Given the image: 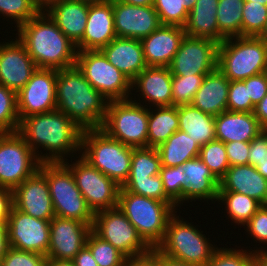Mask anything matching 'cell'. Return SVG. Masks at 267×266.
<instances>
[{
  "label": "cell",
  "instance_id": "obj_1",
  "mask_svg": "<svg viewBox=\"0 0 267 266\" xmlns=\"http://www.w3.org/2000/svg\"><path fill=\"white\" fill-rule=\"evenodd\" d=\"M17 132L41 163L64 162L68 160L64 156L70 152V154L79 150L81 152L83 130L57 109L23 118L20 120ZM40 147L49 153L41 155L37 151Z\"/></svg>",
  "mask_w": 267,
  "mask_h": 266
},
{
  "label": "cell",
  "instance_id": "obj_2",
  "mask_svg": "<svg viewBox=\"0 0 267 266\" xmlns=\"http://www.w3.org/2000/svg\"><path fill=\"white\" fill-rule=\"evenodd\" d=\"M18 39L38 68L61 70L75 66L76 45L41 10L17 28Z\"/></svg>",
  "mask_w": 267,
  "mask_h": 266
},
{
  "label": "cell",
  "instance_id": "obj_3",
  "mask_svg": "<svg viewBox=\"0 0 267 266\" xmlns=\"http://www.w3.org/2000/svg\"><path fill=\"white\" fill-rule=\"evenodd\" d=\"M56 109L82 130L100 129L108 100L85 79L78 67L57 70Z\"/></svg>",
  "mask_w": 267,
  "mask_h": 266
},
{
  "label": "cell",
  "instance_id": "obj_4",
  "mask_svg": "<svg viewBox=\"0 0 267 266\" xmlns=\"http://www.w3.org/2000/svg\"><path fill=\"white\" fill-rule=\"evenodd\" d=\"M118 207L151 247L163 240L169 219L177 212L174 202L147 198L120 189Z\"/></svg>",
  "mask_w": 267,
  "mask_h": 266
},
{
  "label": "cell",
  "instance_id": "obj_5",
  "mask_svg": "<svg viewBox=\"0 0 267 266\" xmlns=\"http://www.w3.org/2000/svg\"><path fill=\"white\" fill-rule=\"evenodd\" d=\"M81 151L84 160L120 186L128 179L132 147L109 137L102 129L83 130Z\"/></svg>",
  "mask_w": 267,
  "mask_h": 266
},
{
  "label": "cell",
  "instance_id": "obj_6",
  "mask_svg": "<svg viewBox=\"0 0 267 266\" xmlns=\"http://www.w3.org/2000/svg\"><path fill=\"white\" fill-rule=\"evenodd\" d=\"M217 68L230 81L266 72L267 43L258 37L226 38L218 46Z\"/></svg>",
  "mask_w": 267,
  "mask_h": 266
},
{
  "label": "cell",
  "instance_id": "obj_7",
  "mask_svg": "<svg viewBox=\"0 0 267 266\" xmlns=\"http://www.w3.org/2000/svg\"><path fill=\"white\" fill-rule=\"evenodd\" d=\"M38 170L47 179L55 216L75 219L92 227L94 213L87 206L70 168L64 162H43Z\"/></svg>",
  "mask_w": 267,
  "mask_h": 266
},
{
  "label": "cell",
  "instance_id": "obj_8",
  "mask_svg": "<svg viewBox=\"0 0 267 266\" xmlns=\"http://www.w3.org/2000/svg\"><path fill=\"white\" fill-rule=\"evenodd\" d=\"M191 224L174 214L168 221L163 240L155 249L169 258L206 266L217 248Z\"/></svg>",
  "mask_w": 267,
  "mask_h": 266
},
{
  "label": "cell",
  "instance_id": "obj_9",
  "mask_svg": "<svg viewBox=\"0 0 267 266\" xmlns=\"http://www.w3.org/2000/svg\"><path fill=\"white\" fill-rule=\"evenodd\" d=\"M149 109L136 100L108 101L100 129L109 137L132 148H146Z\"/></svg>",
  "mask_w": 267,
  "mask_h": 266
},
{
  "label": "cell",
  "instance_id": "obj_10",
  "mask_svg": "<svg viewBox=\"0 0 267 266\" xmlns=\"http://www.w3.org/2000/svg\"><path fill=\"white\" fill-rule=\"evenodd\" d=\"M91 230L111 243L129 261L147 256L152 251L118 206L94 213Z\"/></svg>",
  "mask_w": 267,
  "mask_h": 266
},
{
  "label": "cell",
  "instance_id": "obj_11",
  "mask_svg": "<svg viewBox=\"0 0 267 266\" xmlns=\"http://www.w3.org/2000/svg\"><path fill=\"white\" fill-rule=\"evenodd\" d=\"M75 65L108 101L130 99L131 80L112 65L101 50L78 51Z\"/></svg>",
  "mask_w": 267,
  "mask_h": 266
},
{
  "label": "cell",
  "instance_id": "obj_12",
  "mask_svg": "<svg viewBox=\"0 0 267 266\" xmlns=\"http://www.w3.org/2000/svg\"><path fill=\"white\" fill-rule=\"evenodd\" d=\"M40 163L17 131L0 133V187L14 190L39 169Z\"/></svg>",
  "mask_w": 267,
  "mask_h": 266
},
{
  "label": "cell",
  "instance_id": "obj_13",
  "mask_svg": "<svg viewBox=\"0 0 267 266\" xmlns=\"http://www.w3.org/2000/svg\"><path fill=\"white\" fill-rule=\"evenodd\" d=\"M79 157L73 164L64 163L70 168L87 206L93 213L117 207L121 186Z\"/></svg>",
  "mask_w": 267,
  "mask_h": 266
},
{
  "label": "cell",
  "instance_id": "obj_14",
  "mask_svg": "<svg viewBox=\"0 0 267 266\" xmlns=\"http://www.w3.org/2000/svg\"><path fill=\"white\" fill-rule=\"evenodd\" d=\"M219 43L185 35L169 67L172 75L209 74L217 69Z\"/></svg>",
  "mask_w": 267,
  "mask_h": 266
},
{
  "label": "cell",
  "instance_id": "obj_15",
  "mask_svg": "<svg viewBox=\"0 0 267 266\" xmlns=\"http://www.w3.org/2000/svg\"><path fill=\"white\" fill-rule=\"evenodd\" d=\"M56 81V69H36L30 80L17 93L19 120L56 110Z\"/></svg>",
  "mask_w": 267,
  "mask_h": 266
},
{
  "label": "cell",
  "instance_id": "obj_16",
  "mask_svg": "<svg viewBox=\"0 0 267 266\" xmlns=\"http://www.w3.org/2000/svg\"><path fill=\"white\" fill-rule=\"evenodd\" d=\"M7 229L10 247L47 256L50 242V220L37 219L12 206Z\"/></svg>",
  "mask_w": 267,
  "mask_h": 266
},
{
  "label": "cell",
  "instance_id": "obj_17",
  "mask_svg": "<svg viewBox=\"0 0 267 266\" xmlns=\"http://www.w3.org/2000/svg\"><path fill=\"white\" fill-rule=\"evenodd\" d=\"M91 226L84 222L54 216L50 220L47 259L72 260L86 245Z\"/></svg>",
  "mask_w": 267,
  "mask_h": 266
},
{
  "label": "cell",
  "instance_id": "obj_18",
  "mask_svg": "<svg viewBox=\"0 0 267 266\" xmlns=\"http://www.w3.org/2000/svg\"><path fill=\"white\" fill-rule=\"evenodd\" d=\"M38 67L24 44L15 41L0 43V84L18 93Z\"/></svg>",
  "mask_w": 267,
  "mask_h": 266
},
{
  "label": "cell",
  "instance_id": "obj_19",
  "mask_svg": "<svg viewBox=\"0 0 267 266\" xmlns=\"http://www.w3.org/2000/svg\"><path fill=\"white\" fill-rule=\"evenodd\" d=\"M13 206L41 220L55 216L47 179L39 170L13 190Z\"/></svg>",
  "mask_w": 267,
  "mask_h": 266
},
{
  "label": "cell",
  "instance_id": "obj_20",
  "mask_svg": "<svg viewBox=\"0 0 267 266\" xmlns=\"http://www.w3.org/2000/svg\"><path fill=\"white\" fill-rule=\"evenodd\" d=\"M117 37L142 40L162 24L153 6H135L113 1Z\"/></svg>",
  "mask_w": 267,
  "mask_h": 266
},
{
  "label": "cell",
  "instance_id": "obj_21",
  "mask_svg": "<svg viewBox=\"0 0 267 266\" xmlns=\"http://www.w3.org/2000/svg\"><path fill=\"white\" fill-rule=\"evenodd\" d=\"M116 37L113 1L89 4L86 29L82 39L76 44L77 51L101 50Z\"/></svg>",
  "mask_w": 267,
  "mask_h": 266
},
{
  "label": "cell",
  "instance_id": "obj_22",
  "mask_svg": "<svg viewBox=\"0 0 267 266\" xmlns=\"http://www.w3.org/2000/svg\"><path fill=\"white\" fill-rule=\"evenodd\" d=\"M185 35L183 27L161 25L140 40L146 65L168 67Z\"/></svg>",
  "mask_w": 267,
  "mask_h": 266
},
{
  "label": "cell",
  "instance_id": "obj_23",
  "mask_svg": "<svg viewBox=\"0 0 267 266\" xmlns=\"http://www.w3.org/2000/svg\"><path fill=\"white\" fill-rule=\"evenodd\" d=\"M132 90L138 89L150 106H173L172 74L169 67L147 66L131 81ZM138 87V88H137ZM146 98V99H145Z\"/></svg>",
  "mask_w": 267,
  "mask_h": 266
},
{
  "label": "cell",
  "instance_id": "obj_24",
  "mask_svg": "<svg viewBox=\"0 0 267 266\" xmlns=\"http://www.w3.org/2000/svg\"><path fill=\"white\" fill-rule=\"evenodd\" d=\"M218 191L245 194L261 205H267V179L250 164L230 166L219 181Z\"/></svg>",
  "mask_w": 267,
  "mask_h": 266
},
{
  "label": "cell",
  "instance_id": "obj_25",
  "mask_svg": "<svg viewBox=\"0 0 267 266\" xmlns=\"http://www.w3.org/2000/svg\"><path fill=\"white\" fill-rule=\"evenodd\" d=\"M264 130L253 112L226 110L215 116L216 139L223 143L250 142Z\"/></svg>",
  "mask_w": 267,
  "mask_h": 266
},
{
  "label": "cell",
  "instance_id": "obj_26",
  "mask_svg": "<svg viewBox=\"0 0 267 266\" xmlns=\"http://www.w3.org/2000/svg\"><path fill=\"white\" fill-rule=\"evenodd\" d=\"M44 11L75 45L82 39L86 29L89 4L71 0H58Z\"/></svg>",
  "mask_w": 267,
  "mask_h": 266
},
{
  "label": "cell",
  "instance_id": "obj_27",
  "mask_svg": "<svg viewBox=\"0 0 267 266\" xmlns=\"http://www.w3.org/2000/svg\"><path fill=\"white\" fill-rule=\"evenodd\" d=\"M101 51L131 81L147 67L142 44L138 39L116 37Z\"/></svg>",
  "mask_w": 267,
  "mask_h": 266
},
{
  "label": "cell",
  "instance_id": "obj_28",
  "mask_svg": "<svg viewBox=\"0 0 267 266\" xmlns=\"http://www.w3.org/2000/svg\"><path fill=\"white\" fill-rule=\"evenodd\" d=\"M181 167L187 176L184 180L183 202L197 199L217 201L219 181L199 157L186 161Z\"/></svg>",
  "mask_w": 267,
  "mask_h": 266
},
{
  "label": "cell",
  "instance_id": "obj_29",
  "mask_svg": "<svg viewBox=\"0 0 267 266\" xmlns=\"http://www.w3.org/2000/svg\"><path fill=\"white\" fill-rule=\"evenodd\" d=\"M230 80L217 68L205 75L191 105L204 113L217 116L227 110Z\"/></svg>",
  "mask_w": 267,
  "mask_h": 266
},
{
  "label": "cell",
  "instance_id": "obj_30",
  "mask_svg": "<svg viewBox=\"0 0 267 266\" xmlns=\"http://www.w3.org/2000/svg\"><path fill=\"white\" fill-rule=\"evenodd\" d=\"M219 0H197L189 11L184 31L187 36L209 38L219 43L216 19Z\"/></svg>",
  "mask_w": 267,
  "mask_h": 266
},
{
  "label": "cell",
  "instance_id": "obj_31",
  "mask_svg": "<svg viewBox=\"0 0 267 266\" xmlns=\"http://www.w3.org/2000/svg\"><path fill=\"white\" fill-rule=\"evenodd\" d=\"M178 117V130L187 133L200 147L216 140L215 116L188 104L178 106Z\"/></svg>",
  "mask_w": 267,
  "mask_h": 266
},
{
  "label": "cell",
  "instance_id": "obj_32",
  "mask_svg": "<svg viewBox=\"0 0 267 266\" xmlns=\"http://www.w3.org/2000/svg\"><path fill=\"white\" fill-rule=\"evenodd\" d=\"M157 151L162 166L174 167L199 157L200 146L187 133L177 130L157 147Z\"/></svg>",
  "mask_w": 267,
  "mask_h": 266
},
{
  "label": "cell",
  "instance_id": "obj_33",
  "mask_svg": "<svg viewBox=\"0 0 267 266\" xmlns=\"http://www.w3.org/2000/svg\"><path fill=\"white\" fill-rule=\"evenodd\" d=\"M150 107L147 147L157 148L179 129L178 106ZM151 110V111H150Z\"/></svg>",
  "mask_w": 267,
  "mask_h": 266
},
{
  "label": "cell",
  "instance_id": "obj_34",
  "mask_svg": "<svg viewBox=\"0 0 267 266\" xmlns=\"http://www.w3.org/2000/svg\"><path fill=\"white\" fill-rule=\"evenodd\" d=\"M244 0H219L216 19L219 43L226 38L242 36V9Z\"/></svg>",
  "mask_w": 267,
  "mask_h": 266
},
{
  "label": "cell",
  "instance_id": "obj_35",
  "mask_svg": "<svg viewBox=\"0 0 267 266\" xmlns=\"http://www.w3.org/2000/svg\"><path fill=\"white\" fill-rule=\"evenodd\" d=\"M218 202L225 205L226 213L232 223L243 225L251 219V217L262 206L257 200L237 192L218 191ZM222 200V201H221Z\"/></svg>",
  "mask_w": 267,
  "mask_h": 266
},
{
  "label": "cell",
  "instance_id": "obj_36",
  "mask_svg": "<svg viewBox=\"0 0 267 266\" xmlns=\"http://www.w3.org/2000/svg\"><path fill=\"white\" fill-rule=\"evenodd\" d=\"M161 167L157 148H132L128 179H147L149 176L159 175Z\"/></svg>",
  "mask_w": 267,
  "mask_h": 266
},
{
  "label": "cell",
  "instance_id": "obj_37",
  "mask_svg": "<svg viewBox=\"0 0 267 266\" xmlns=\"http://www.w3.org/2000/svg\"><path fill=\"white\" fill-rule=\"evenodd\" d=\"M86 246L99 266H129L130 261L119 250L92 230L87 236Z\"/></svg>",
  "mask_w": 267,
  "mask_h": 266
},
{
  "label": "cell",
  "instance_id": "obj_38",
  "mask_svg": "<svg viewBox=\"0 0 267 266\" xmlns=\"http://www.w3.org/2000/svg\"><path fill=\"white\" fill-rule=\"evenodd\" d=\"M199 158L218 181L225 176L230 167L225 144L217 139L200 147Z\"/></svg>",
  "mask_w": 267,
  "mask_h": 266
},
{
  "label": "cell",
  "instance_id": "obj_39",
  "mask_svg": "<svg viewBox=\"0 0 267 266\" xmlns=\"http://www.w3.org/2000/svg\"><path fill=\"white\" fill-rule=\"evenodd\" d=\"M19 123L17 93L0 84V133L16 132Z\"/></svg>",
  "mask_w": 267,
  "mask_h": 266
},
{
  "label": "cell",
  "instance_id": "obj_40",
  "mask_svg": "<svg viewBox=\"0 0 267 266\" xmlns=\"http://www.w3.org/2000/svg\"><path fill=\"white\" fill-rule=\"evenodd\" d=\"M267 21V6L244 1L242 9V36L258 37Z\"/></svg>",
  "mask_w": 267,
  "mask_h": 266
},
{
  "label": "cell",
  "instance_id": "obj_41",
  "mask_svg": "<svg viewBox=\"0 0 267 266\" xmlns=\"http://www.w3.org/2000/svg\"><path fill=\"white\" fill-rule=\"evenodd\" d=\"M207 74L190 76L172 75L173 106L191 104Z\"/></svg>",
  "mask_w": 267,
  "mask_h": 266
},
{
  "label": "cell",
  "instance_id": "obj_42",
  "mask_svg": "<svg viewBox=\"0 0 267 266\" xmlns=\"http://www.w3.org/2000/svg\"><path fill=\"white\" fill-rule=\"evenodd\" d=\"M121 189L147 198L173 202L164 192L160 175L149 176L147 179H127Z\"/></svg>",
  "mask_w": 267,
  "mask_h": 266
},
{
  "label": "cell",
  "instance_id": "obj_43",
  "mask_svg": "<svg viewBox=\"0 0 267 266\" xmlns=\"http://www.w3.org/2000/svg\"><path fill=\"white\" fill-rule=\"evenodd\" d=\"M40 11L35 0H0V15L14 19L17 28Z\"/></svg>",
  "mask_w": 267,
  "mask_h": 266
},
{
  "label": "cell",
  "instance_id": "obj_44",
  "mask_svg": "<svg viewBox=\"0 0 267 266\" xmlns=\"http://www.w3.org/2000/svg\"><path fill=\"white\" fill-rule=\"evenodd\" d=\"M153 7L162 25L184 27L189 13L184 0H154Z\"/></svg>",
  "mask_w": 267,
  "mask_h": 266
},
{
  "label": "cell",
  "instance_id": "obj_45",
  "mask_svg": "<svg viewBox=\"0 0 267 266\" xmlns=\"http://www.w3.org/2000/svg\"><path fill=\"white\" fill-rule=\"evenodd\" d=\"M166 195L179 207L183 202L184 180L187 178L181 166L161 167L159 173Z\"/></svg>",
  "mask_w": 267,
  "mask_h": 266
},
{
  "label": "cell",
  "instance_id": "obj_46",
  "mask_svg": "<svg viewBox=\"0 0 267 266\" xmlns=\"http://www.w3.org/2000/svg\"><path fill=\"white\" fill-rule=\"evenodd\" d=\"M248 252L245 249L217 247L206 266H252L254 264V252L249 250Z\"/></svg>",
  "mask_w": 267,
  "mask_h": 266
},
{
  "label": "cell",
  "instance_id": "obj_47",
  "mask_svg": "<svg viewBox=\"0 0 267 266\" xmlns=\"http://www.w3.org/2000/svg\"><path fill=\"white\" fill-rule=\"evenodd\" d=\"M255 105L251 101L248 87L242 80L230 81L227 110L233 112H254Z\"/></svg>",
  "mask_w": 267,
  "mask_h": 266
},
{
  "label": "cell",
  "instance_id": "obj_48",
  "mask_svg": "<svg viewBox=\"0 0 267 266\" xmlns=\"http://www.w3.org/2000/svg\"><path fill=\"white\" fill-rule=\"evenodd\" d=\"M47 257L31 251L9 247L0 266H45Z\"/></svg>",
  "mask_w": 267,
  "mask_h": 266
},
{
  "label": "cell",
  "instance_id": "obj_49",
  "mask_svg": "<svg viewBox=\"0 0 267 266\" xmlns=\"http://www.w3.org/2000/svg\"><path fill=\"white\" fill-rule=\"evenodd\" d=\"M245 225L255 241L267 243V205H262Z\"/></svg>",
  "mask_w": 267,
  "mask_h": 266
},
{
  "label": "cell",
  "instance_id": "obj_50",
  "mask_svg": "<svg viewBox=\"0 0 267 266\" xmlns=\"http://www.w3.org/2000/svg\"><path fill=\"white\" fill-rule=\"evenodd\" d=\"M224 144L230 166L249 164L250 142L232 141Z\"/></svg>",
  "mask_w": 267,
  "mask_h": 266
},
{
  "label": "cell",
  "instance_id": "obj_51",
  "mask_svg": "<svg viewBox=\"0 0 267 266\" xmlns=\"http://www.w3.org/2000/svg\"><path fill=\"white\" fill-rule=\"evenodd\" d=\"M242 81L245 83L246 87H248V93L254 105L259 103L266 96L267 72L251 76Z\"/></svg>",
  "mask_w": 267,
  "mask_h": 266
},
{
  "label": "cell",
  "instance_id": "obj_52",
  "mask_svg": "<svg viewBox=\"0 0 267 266\" xmlns=\"http://www.w3.org/2000/svg\"><path fill=\"white\" fill-rule=\"evenodd\" d=\"M249 164L257 166L267 158V130L262 131L250 141Z\"/></svg>",
  "mask_w": 267,
  "mask_h": 266
},
{
  "label": "cell",
  "instance_id": "obj_53",
  "mask_svg": "<svg viewBox=\"0 0 267 266\" xmlns=\"http://www.w3.org/2000/svg\"><path fill=\"white\" fill-rule=\"evenodd\" d=\"M13 206V190L0 187V223L7 224Z\"/></svg>",
  "mask_w": 267,
  "mask_h": 266
},
{
  "label": "cell",
  "instance_id": "obj_54",
  "mask_svg": "<svg viewBox=\"0 0 267 266\" xmlns=\"http://www.w3.org/2000/svg\"><path fill=\"white\" fill-rule=\"evenodd\" d=\"M129 266H161V253L152 248L149 255L130 261Z\"/></svg>",
  "mask_w": 267,
  "mask_h": 266
},
{
  "label": "cell",
  "instance_id": "obj_55",
  "mask_svg": "<svg viewBox=\"0 0 267 266\" xmlns=\"http://www.w3.org/2000/svg\"><path fill=\"white\" fill-rule=\"evenodd\" d=\"M72 262L75 266H99L86 245L76 254Z\"/></svg>",
  "mask_w": 267,
  "mask_h": 266
},
{
  "label": "cell",
  "instance_id": "obj_56",
  "mask_svg": "<svg viewBox=\"0 0 267 266\" xmlns=\"http://www.w3.org/2000/svg\"><path fill=\"white\" fill-rule=\"evenodd\" d=\"M254 115L259 121V124L267 130V94L266 96L255 105Z\"/></svg>",
  "mask_w": 267,
  "mask_h": 266
},
{
  "label": "cell",
  "instance_id": "obj_57",
  "mask_svg": "<svg viewBox=\"0 0 267 266\" xmlns=\"http://www.w3.org/2000/svg\"><path fill=\"white\" fill-rule=\"evenodd\" d=\"M7 224L0 223V262L9 249Z\"/></svg>",
  "mask_w": 267,
  "mask_h": 266
},
{
  "label": "cell",
  "instance_id": "obj_58",
  "mask_svg": "<svg viewBox=\"0 0 267 266\" xmlns=\"http://www.w3.org/2000/svg\"><path fill=\"white\" fill-rule=\"evenodd\" d=\"M254 252V264L256 266H267V250L258 249L252 250Z\"/></svg>",
  "mask_w": 267,
  "mask_h": 266
},
{
  "label": "cell",
  "instance_id": "obj_59",
  "mask_svg": "<svg viewBox=\"0 0 267 266\" xmlns=\"http://www.w3.org/2000/svg\"><path fill=\"white\" fill-rule=\"evenodd\" d=\"M161 266H195L186 262L169 258L161 253Z\"/></svg>",
  "mask_w": 267,
  "mask_h": 266
},
{
  "label": "cell",
  "instance_id": "obj_60",
  "mask_svg": "<svg viewBox=\"0 0 267 266\" xmlns=\"http://www.w3.org/2000/svg\"><path fill=\"white\" fill-rule=\"evenodd\" d=\"M135 6H153L154 0H112Z\"/></svg>",
  "mask_w": 267,
  "mask_h": 266
},
{
  "label": "cell",
  "instance_id": "obj_61",
  "mask_svg": "<svg viewBox=\"0 0 267 266\" xmlns=\"http://www.w3.org/2000/svg\"><path fill=\"white\" fill-rule=\"evenodd\" d=\"M45 266H75L72 260L47 259Z\"/></svg>",
  "mask_w": 267,
  "mask_h": 266
},
{
  "label": "cell",
  "instance_id": "obj_62",
  "mask_svg": "<svg viewBox=\"0 0 267 266\" xmlns=\"http://www.w3.org/2000/svg\"><path fill=\"white\" fill-rule=\"evenodd\" d=\"M257 168V171L267 179V158L264 162H258V165L255 166Z\"/></svg>",
  "mask_w": 267,
  "mask_h": 266
},
{
  "label": "cell",
  "instance_id": "obj_63",
  "mask_svg": "<svg viewBox=\"0 0 267 266\" xmlns=\"http://www.w3.org/2000/svg\"><path fill=\"white\" fill-rule=\"evenodd\" d=\"M58 0H35L37 6L41 9V10H45L49 5H51L52 3L56 2Z\"/></svg>",
  "mask_w": 267,
  "mask_h": 266
},
{
  "label": "cell",
  "instance_id": "obj_64",
  "mask_svg": "<svg viewBox=\"0 0 267 266\" xmlns=\"http://www.w3.org/2000/svg\"><path fill=\"white\" fill-rule=\"evenodd\" d=\"M196 1L197 0H184V7L190 11L194 7Z\"/></svg>",
  "mask_w": 267,
  "mask_h": 266
},
{
  "label": "cell",
  "instance_id": "obj_65",
  "mask_svg": "<svg viewBox=\"0 0 267 266\" xmlns=\"http://www.w3.org/2000/svg\"><path fill=\"white\" fill-rule=\"evenodd\" d=\"M71 1H78V2H84L87 4H98V3H103L108 0H71Z\"/></svg>",
  "mask_w": 267,
  "mask_h": 266
},
{
  "label": "cell",
  "instance_id": "obj_66",
  "mask_svg": "<svg viewBox=\"0 0 267 266\" xmlns=\"http://www.w3.org/2000/svg\"><path fill=\"white\" fill-rule=\"evenodd\" d=\"M261 40H264L267 43V21L264 26V29L262 30L261 34L258 36Z\"/></svg>",
  "mask_w": 267,
  "mask_h": 266
},
{
  "label": "cell",
  "instance_id": "obj_67",
  "mask_svg": "<svg viewBox=\"0 0 267 266\" xmlns=\"http://www.w3.org/2000/svg\"><path fill=\"white\" fill-rule=\"evenodd\" d=\"M244 1H249V2H253V3H257V4H262V5H266L267 6V0H244Z\"/></svg>",
  "mask_w": 267,
  "mask_h": 266
}]
</instances>
